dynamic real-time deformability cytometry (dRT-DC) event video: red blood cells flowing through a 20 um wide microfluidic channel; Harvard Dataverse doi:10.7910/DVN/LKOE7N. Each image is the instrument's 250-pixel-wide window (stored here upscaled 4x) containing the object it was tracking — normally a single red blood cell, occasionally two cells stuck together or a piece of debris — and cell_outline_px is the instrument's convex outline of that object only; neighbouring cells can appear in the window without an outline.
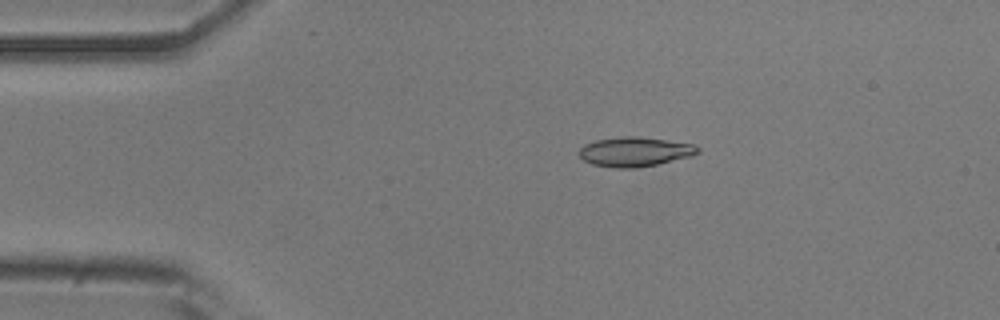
{"species": "common noctule bat (a hibernating species)", "species_latin": "Nyctalus noctula", "temperature_condition": "room temperature", "stored_images_in_passage": 44, "camera_frame_rate_fps": 3000, "um_per_image_px": 0.085, "animal": {"sex": "male", "body_mass_g": 20.5, "forearm_length_mm": 52.5}, "frame": {"image": 1, "passage_image": 1, "time_ms": 0.0, "image_size_px": [1000, 320], "cell_outline_px": [[700, 152], [692, 156], [656, 164], [636, 168], [616, 168], [592, 164], [584, 160], [580, 156], [580, 148], [584, 144], [596, 140], [624, 136], [636, 136], [692, 144], [700, 148]], "centroid_in_image_um": [53.96, 12.9], "position_along_channel_um": 31.0, "area_um2": 20.17}}
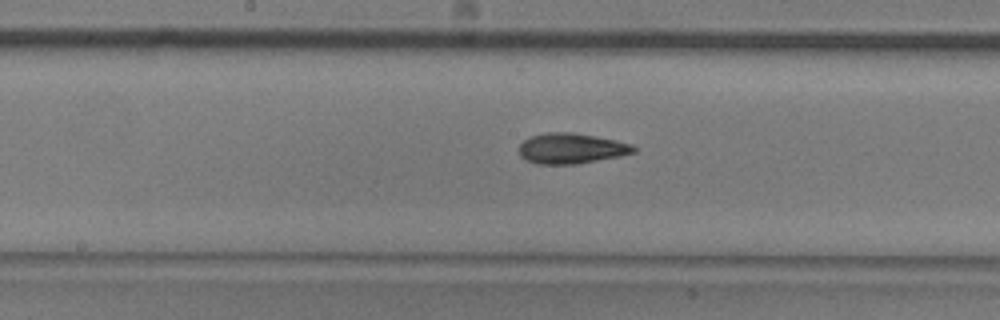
{"frame": {"image": 2, "passage_image": 18, "time_ms": 5.667, "image_size_px": [1000, 320], "cell_outline_px": [[636, 152], [620, 156], [576, 164], [536, 164], [524, 160], [520, 156], [520, 144], [524, 140], [532, 136], [544, 132], [572, 132], [616, 140], [632, 144], [636, 148]], "centroid_in_image_um": [48.55, 12.62], "position_along_channel_um": 199.7, "area_um2": 20.4}}
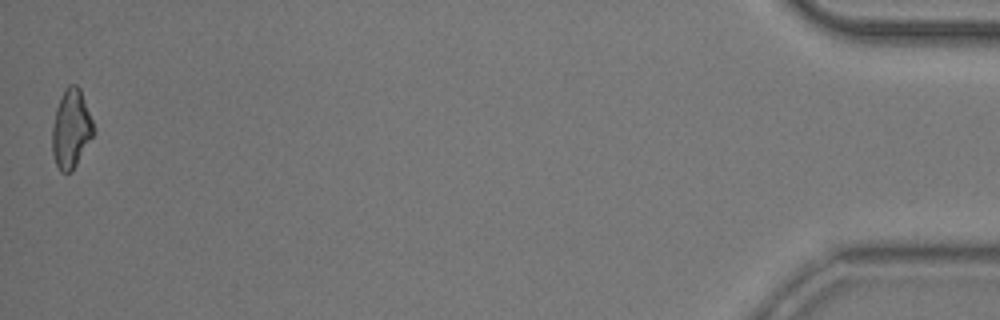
{"frame": {"image": 3, "passage_image": 44, "time_ms": 14.333, "image_size_px": [1000, 320], "cell_outline_px": [[92, 136], [72, 172], [60, 172], [56, 164], [52, 152], [52, 128], [56, 108], [68, 84], [76, 84], [80, 88], [92, 120]], "centroid_in_image_um": [6.02, 10.96], "position_along_channel_um": 429.2, "area_um2": 18.5}, "authors_computed_cell_mechanics": {"area_um2": 19.6231, "velocity_mm_per_s": 3.7585, "shape_relaxation_time_tau1_ms": 5.2615, "shape_relaxation_time_tau2_ms": 2.8297, "deformation_change_tau1": 0.1752, "deformation_change_tau2": 0.1096}}